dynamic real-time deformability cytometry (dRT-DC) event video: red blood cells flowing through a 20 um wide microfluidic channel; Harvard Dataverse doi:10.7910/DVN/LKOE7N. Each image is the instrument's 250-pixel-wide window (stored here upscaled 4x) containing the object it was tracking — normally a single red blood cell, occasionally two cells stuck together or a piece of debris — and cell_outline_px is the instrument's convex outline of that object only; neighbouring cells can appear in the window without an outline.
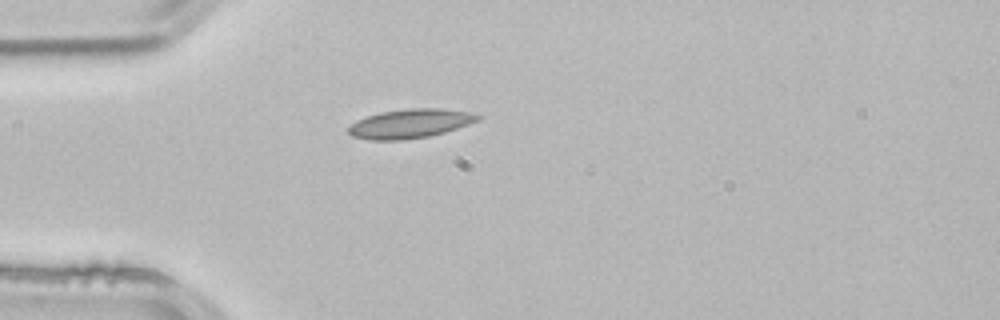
{"species": "common noctule bat (a hibernating species)", "species_latin": "Nyctalus noctula", "temperature_condition": "room temperature", "stored_images_in_passage": 1, "camera_frame_rate_fps": 3000, "um_per_image_px": 0.085, "animal": {"sex": "male", "body_mass_g": 21.5, "forearm_length_mm": 52.0}, "frame": {"image": 1, "passage_image": 1, "time_ms": 0.0, "image_size_px": [1000, 320], "cell_outline_px": [[484, 116], [480, 120], [444, 132], [428, 136], [404, 140], [368, 140], [352, 136], [348, 132], [348, 128], [356, 120], [364, 116], [380, 112], [408, 108], [444, 108], [472, 112]], "centroid_in_image_um": [34.87, 10.49], "position_along_channel_um": 50.1, "area_um2": 22.2}}